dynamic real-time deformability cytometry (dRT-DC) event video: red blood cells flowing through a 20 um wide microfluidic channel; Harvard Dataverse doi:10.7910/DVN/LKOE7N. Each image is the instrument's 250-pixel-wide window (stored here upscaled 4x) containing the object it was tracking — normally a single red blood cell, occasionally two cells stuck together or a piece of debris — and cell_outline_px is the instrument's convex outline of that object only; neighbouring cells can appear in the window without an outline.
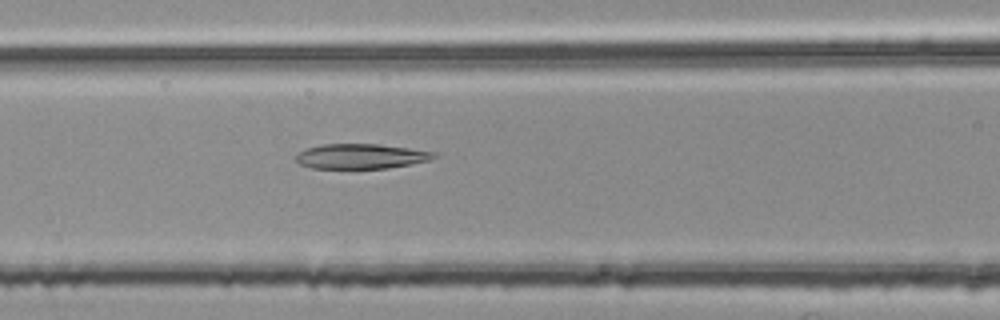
{"species": "common noctule bat (a hibernating species)", "species_latin": "Nyctalus noctula", "temperature_condition": "room temperature", "stored_images_in_passage": 34, "camera_frame_rate_fps": 3000, "um_per_image_px": 0.085, "animal": {"sex": "female", "body_mass_g": 25.1}, "frame": {"image": 1, "passage_image": 9, "time_ms": 2.667, "image_size_px": [1000, 320], "cell_outline_px": [[436, 156], [428, 160], [388, 168], [312, 168], [300, 164], [296, 160], [296, 156], [304, 148], [320, 144], [380, 144], [436, 152]], "centroid_in_image_um": [30.63, 13.27], "position_along_channel_um": 136.0, "area_um2": 19.88}}
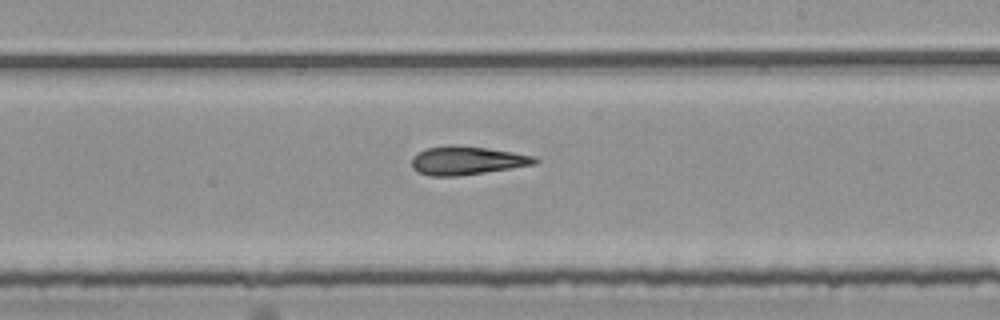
{"frame": {"image": 2, "passage_image": 18, "time_ms": 5.667, "image_size_px": [1000, 320], "cell_outline_px": [[540, 160], [536, 164], [512, 168], [460, 176], [428, 176], [412, 168], [412, 160], [416, 152], [424, 148], [448, 144], [456, 144], [488, 148], [536, 156]], "centroid_in_image_um": [39.68, 13.63], "position_along_channel_um": 249.3, "area_um2": 20.81}}
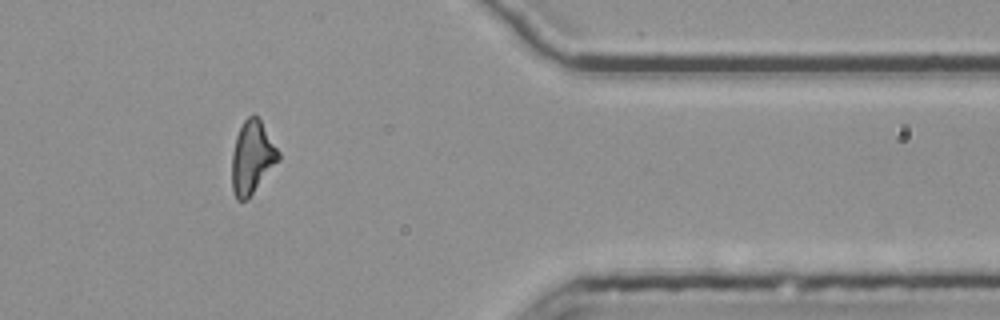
{"frame": {"image": 3, "passage_image": 31, "time_ms": 10.0, "image_size_px": [1000, 320], "cell_outline_px": [[280, 160], [248, 200], [236, 200], [232, 188], [232, 152], [236, 136], [244, 120], [252, 112], [260, 120], [280, 152]], "centroid_in_image_um": [21.44, 13.4], "position_along_channel_um": 390.0, "area_um2": 19.94}, "authors_computed_cell_mechanics": {"area_um2": 20.0855, "velocity_mm_per_s": 3.7868, "shape_relaxation_time_tau1_ms": null, "shape_relaxation_time_tau2_ms": 5.0725, "deformation_change_tau1": null, "deformation_change_tau2": 0.1784}}